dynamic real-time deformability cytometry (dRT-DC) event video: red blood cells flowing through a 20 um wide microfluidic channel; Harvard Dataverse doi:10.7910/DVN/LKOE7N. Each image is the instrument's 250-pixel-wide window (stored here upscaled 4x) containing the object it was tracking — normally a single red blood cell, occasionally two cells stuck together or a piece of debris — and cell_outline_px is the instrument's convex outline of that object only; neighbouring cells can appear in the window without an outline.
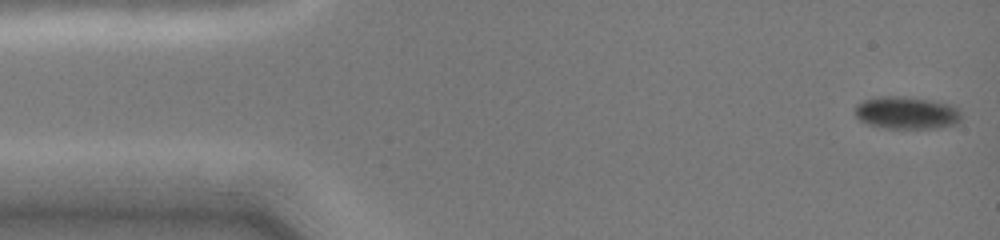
{"species": "common noctule bat (a hibernating species)", "species_latin": "Nyctalus noctula", "temperature_condition": "cold", "stored_images_in_passage": 26, "camera_frame_rate_fps": 3000, "um_per_image_px": 0.085, "animal": {"sex": "female", "body_mass_g": 19.0, "forearm_length_mm": 51.5}, "frame": {"image": 1, "passage_image": 1, "time_ms": 0.0, "image_size_px": [1000, 240], "cell_outline_px": [[960, 120], [956, 124], [940, 128], [884, 128], [868, 124], [860, 120], [856, 116], [856, 104], [864, 100], [880, 96], [904, 96], [932, 100], [952, 104], [960, 108]], "centroid_in_image_um": [77.1, 9.58], "position_along_channel_um": 7.9, "area_um2": 20.35}}
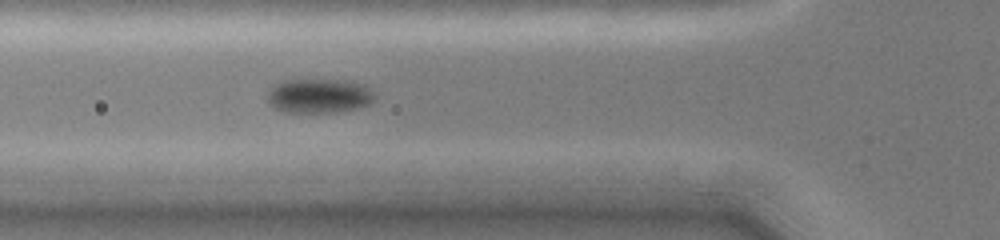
{"frame": {"image": 2, "passage_image": 15, "time_ms": 5.0, "image_size_px": [1000, 240], "cell_outline_px": [[376, 96], [368, 104], [356, 108], [332, 112], [284, 112], [276, 108], [268, 100], [268, 92], [276, 84], [284, 80], [344, 80], [364, 84], [376, 92]], "centroid_in_image_um": [27.16, 8.14], "position_along_channel_um": 98.6, "area_um2": 21.27}}
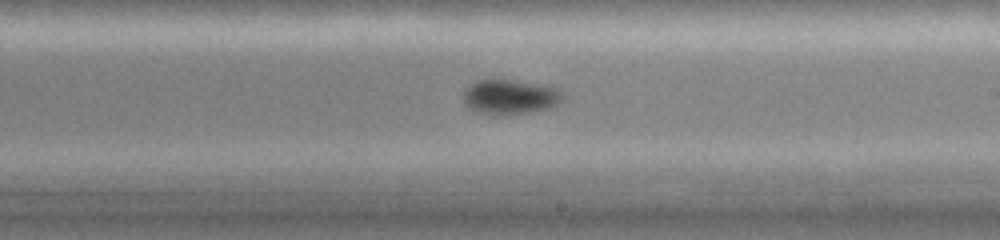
{"frame": {"image": 3, "passage_image": 26, "time_ms": 8.667, "image_size_px": [1000, 240], "cell_outline_px": [[564, 96], [556, 104], [548, 108], [508, 116], [496, 116], [472, 112], [464, 104], [464, 88], [476, 80], [516, 80], [556, 88], [564, 92]], "centroid_in_image_um": [43.28, 8.26], "position_along_channel_um": 245.7, "area_um2": 20.46}}